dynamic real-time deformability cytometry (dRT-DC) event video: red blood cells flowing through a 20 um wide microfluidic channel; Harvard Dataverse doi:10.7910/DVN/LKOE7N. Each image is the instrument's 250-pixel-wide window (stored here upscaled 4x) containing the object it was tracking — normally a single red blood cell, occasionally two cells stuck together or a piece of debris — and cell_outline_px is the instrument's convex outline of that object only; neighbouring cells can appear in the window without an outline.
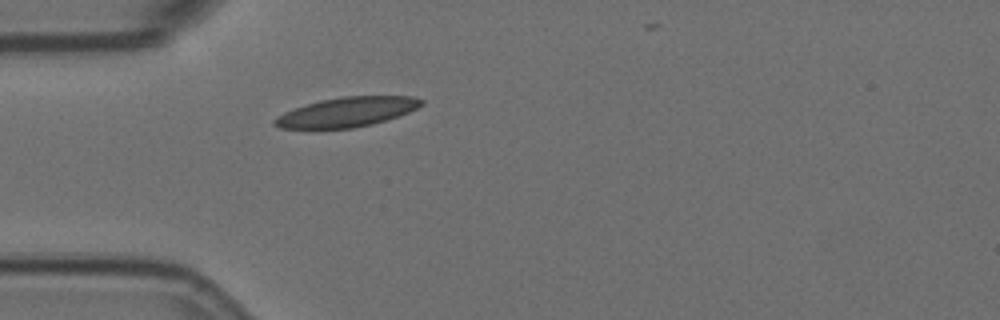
{"species": "Egyptian fruit bat (a non-hibernating species)", "species_latin": "Rousettus aegyptiacus", "temperature_condition": "room temperature", "stored_images_in_passage": 2, "camera_frame_rate_fps": 3000, "um_per_image_px": 0.085, "animal": {"sex": "female"}, "frame": {"image": 1, "passage_image": 1, "time_ms": 0.0, "image_size_px": [1000, 320], "cell_outline_px": [[424, 104], [408, 112], [372, 124], [352, 128], [280, 128], [272, 124], [272, 120], [276, 116], [284, 112], [320, 100], [344, 96], [412, 96], [424, 100]], "centroid_in_image_um": [29.47, 9.52], "position_along_channel_um": 55.5, "area_um2": 25.03}}